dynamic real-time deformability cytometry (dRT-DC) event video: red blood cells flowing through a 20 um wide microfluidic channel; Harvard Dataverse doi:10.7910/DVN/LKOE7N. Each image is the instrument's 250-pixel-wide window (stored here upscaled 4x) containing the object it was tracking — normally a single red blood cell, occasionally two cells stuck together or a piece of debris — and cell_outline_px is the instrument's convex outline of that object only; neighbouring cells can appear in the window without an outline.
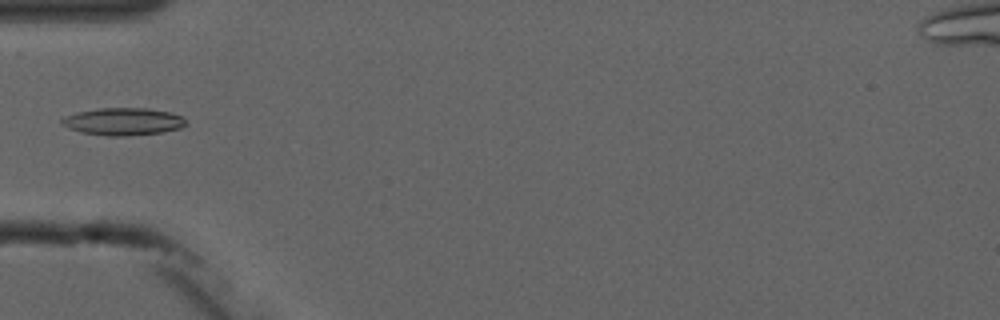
{"species": "common noctule bat (a hibernating species)", "species_latin": "Nyctalus noctula", "temperature_condition": "cold", "stored_images_in_passage": 6, "camera_frame_rate_fps": 3000, "um_per_image_px": 0.085, "animal": {"sex": "male", "forearm_length_mm": 52.5}, "frame": {"image": 1, "passage_image": 6, "time_ms": 5.667, "image_size_px": [1000, 320], "cell_outline_px": [[188, 124], [180, 128], [160, 132], [128, 136], [104, 136], [80, 132], [68, 128], [60, 124], [60, 120], [64, 116], [76, 112], [96, 108], [148, 108], [172, 112], [184, 116]], "centroid_in_image_um": [10.46, 10.32], "position_along_channel_um": 74.5, "area_um2": 20.23}}